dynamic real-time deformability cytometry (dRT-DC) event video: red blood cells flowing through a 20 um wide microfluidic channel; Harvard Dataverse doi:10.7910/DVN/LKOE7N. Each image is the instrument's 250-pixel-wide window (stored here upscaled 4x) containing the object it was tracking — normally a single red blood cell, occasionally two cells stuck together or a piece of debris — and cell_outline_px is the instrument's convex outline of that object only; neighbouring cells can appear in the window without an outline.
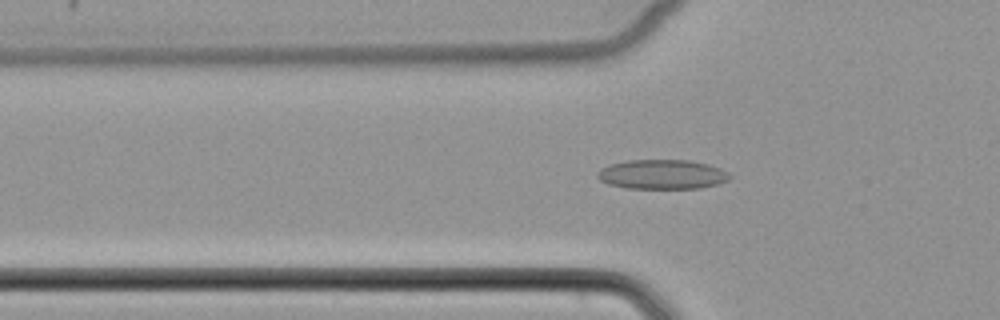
{"species": "common noctule bat (a hibernating species)", "species_latin": "Nyctalus noctula", "temperature_condition": "cold", "stored_images_in_passage": 41, "camera_frame_rate_fps": 3000, "um_per_image_px": 0.085, "animal": {"sex": "female", "body_mass_g": 22.7, "forearm_length_mm": 54.2}, "frame": {"image": 1, "passage_image": 7, "time_ms": 2.0, "image_size_px": [1000, 320], "cell_outline_px": [[732, 176], [728, 180], [716, 184], [700, 188], [628, 188], [608, 184], [600, 180], [596, 176], [596, 172], [600, 168], [612, 164], [628, 160], [688, 160], [708, 164], [720, 168], [728, 172]], "centroid_in_image_um": [56.27, 14.82], "position_along_channel_um": 69.5, "area_um2": 22.72}}
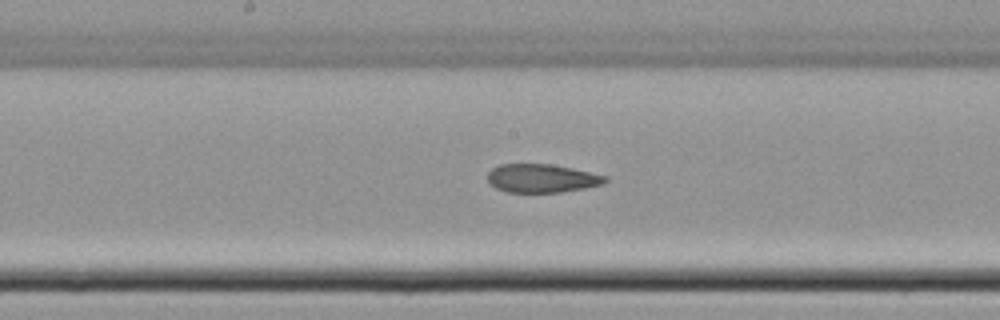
{"frame": {"image": 2, "passage_image": 17, "time_ms": 5.333, "image_size_px": [1000, 320], "cell_outline_px": [[608, 180], [604, 184], [584, 188], [560, 192], [508, 192], [496, 188], [488, 180], [488, 172], [492, 168], [500, 164], [548, 164], [572, 168], [608, 176]], "centroid_in_image_um": [46.07, 15.15], "position_along_channel_um": 202.1, "area_um2": 19.42}}
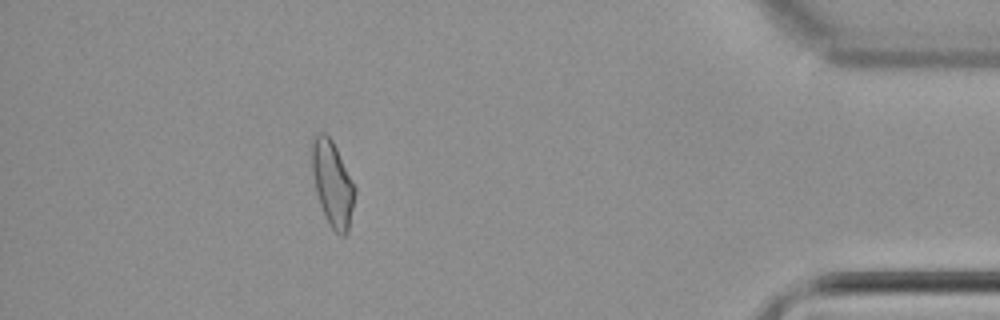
{"frame": {"image": 3, "passage_image": 36, "time_ms": 11.667, "image_size_px": [1000, 320], "cell_outline_px": [[356, 192], [348, 232], [344, 236], [340, 236], [328, 224], [324, 216], [316, 192], [312, 172], [312, 136], [316, 132], [324, 132], [332, 140], [356, 188]], "centroid_in_image_um": [28.25, 15.62], "position_along_channel_um": 406.9, "area_um2": 21.39}}